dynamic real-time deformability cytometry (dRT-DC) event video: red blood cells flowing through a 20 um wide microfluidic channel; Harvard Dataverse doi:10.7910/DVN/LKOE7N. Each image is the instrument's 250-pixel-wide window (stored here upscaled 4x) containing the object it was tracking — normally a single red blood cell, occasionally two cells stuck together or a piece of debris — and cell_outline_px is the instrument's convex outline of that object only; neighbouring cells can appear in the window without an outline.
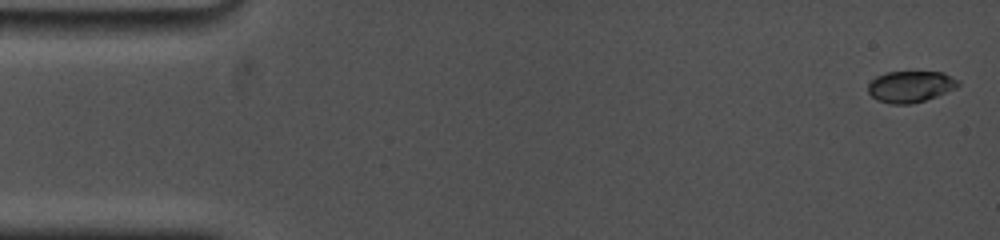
{"species": "common noctule bat (a hibernating species)", "species_latin": "Nyctalus noctula", "temperature_condition": "cold", "stored_images_in_passage": 37, "camera_frame_rate_fps": 5000, "um_per_image_px": 0.085, "animal": {"sex": "female", "body_mass_g": 19.0, "forearm_length_mm": 53.3}, "frame": {"image": 1, "passage_image": 1, "time_ms": 0.0, "image_size_px": [1000, 240], "cell_outline_px": [[960, 84], [956, 88], [936, 96], [912, 104], [892, 104], [876, 100], [868, 92], [868, 84], [876, 76], [888, 72], [944, 72], [960, 80]], "centroid_in_image_um": [77.4, 7.35], "position_along_channel_um": 7.6, "area_um2": 16.53}}
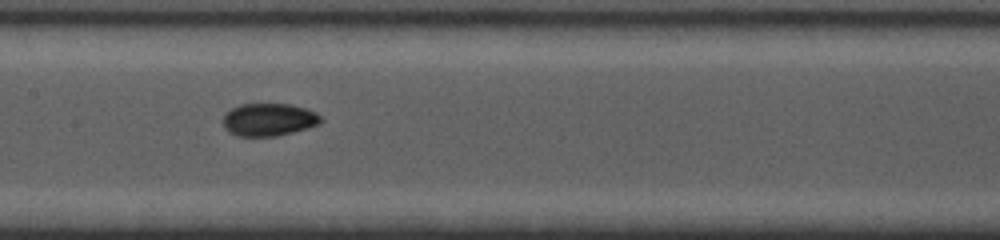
{"frame": {"image": 2, "passage_image": 19, "time_ms": 8.2, "image_size_px": [1000, 240], "cell_outline_px": [[324, 120], [320, 124], [308, 128], [276, 136], [236, 136], [228, 132], [224, 128], [224, 112], [240, 104], [288, 104], [304, 108], [316, 112]], "centroid_in_image_um": [22.84, 10.17], "position_along_channel_um": 184.6, "area_um2": 18.73}}
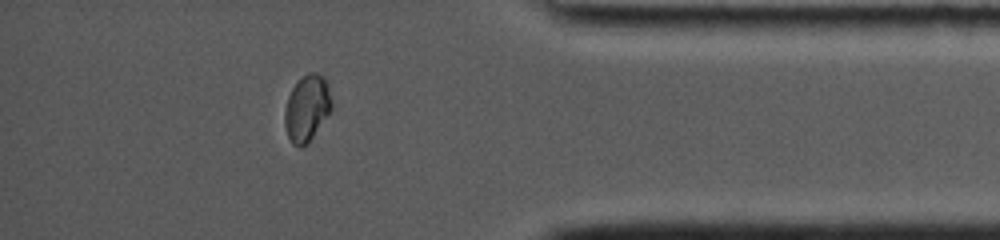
{"frame": {"image": 3, "passage_image": 33, "time_ms": 14.6, "image_size_px": [1000, 240], "cell_outline_px": [[332, 112], [312, 136], [300, 148], [292, 144], [288, 136], [284, 124], [284, 112], [288, 96], [292, 88], [308, 72], [316, 72], [324, 76], [328, 80], [332, 100]], "centroid_in_image_um": [26.12, 9.16], "position_along_channel_um": 409.1, "area_um2": 18.26}, "authors_computed_cell_mechanics": {"area_um2": 18.0914, "velocity_mm_per_s": 3.7248, "shape_relaxation_time_tau1_ms": 5.2077, "shape_relaxation_time_tau2_ms": null, "deformation_change_tau1": 0.1575, "deformation_change_tau2": null}}